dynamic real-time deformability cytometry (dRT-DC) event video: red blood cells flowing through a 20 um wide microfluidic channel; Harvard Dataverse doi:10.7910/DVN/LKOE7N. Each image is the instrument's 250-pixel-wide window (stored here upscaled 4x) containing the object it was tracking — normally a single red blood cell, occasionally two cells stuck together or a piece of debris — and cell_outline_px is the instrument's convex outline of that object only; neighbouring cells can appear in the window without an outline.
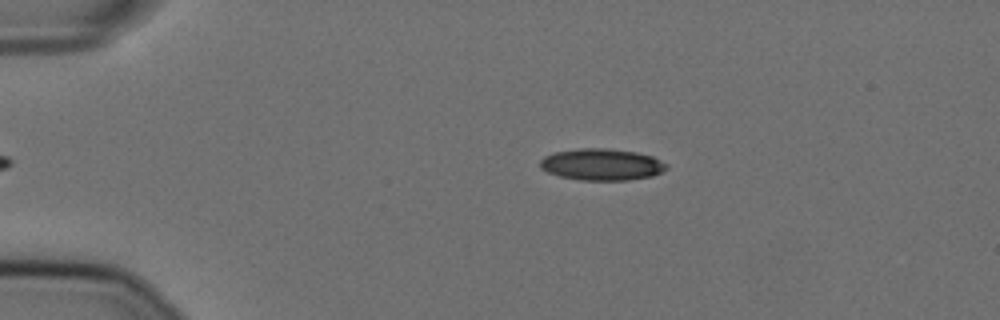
{"species": "Egyptian fruit bat (a non-hibernating species)", "species_latin": "Rousettus aegyptiacus", "temperature_condition": "cold", "stored_images_in_passage": 41, "camera_frame_rate_fps": 3000, "um_per_image_px": 0.085, "animal": {"sex": "female"}, "frame": {"image": 1, "passage_image": 4, "time_ms": 1.0, "image_size_px": [1000, 320], "cell_outline_px": [[668, 168], [652, 176], [628, 180], [580, 180], [560, 176], [548, 172], [540, 168], [540, 160], [544, 156], [556, 152], [580, 148], [608, 148], [636, 152], [652, 156], [668, 164]], "centroid_in_image_um": [51.15, 13.98], "position_along_channel_um": 33.8, "area_um2": 23.29}}
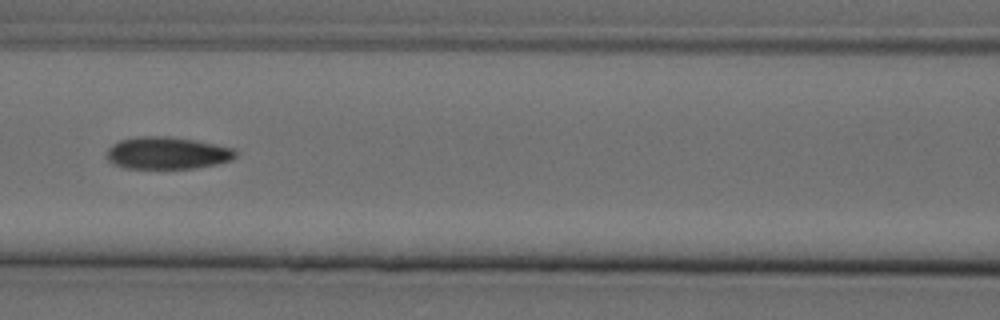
{"frame": {"image": 2, "passage_image": 18, "time_ms": 5.667, "image_size_px": [1000, 320], "cell_outline_px": [[236, 156], [232, 160], [216, 164], [192, 168], [124, 168], [108, 160], [108, 148], [112, 144], [120, 140], [140, 136], [168, 136], [192, 140], [232, 148], [236, 152]], "centroid_in_image_um": [14.2, 13.01], "position_along_channel_um": 152.4, "area_um2": 23.81}}
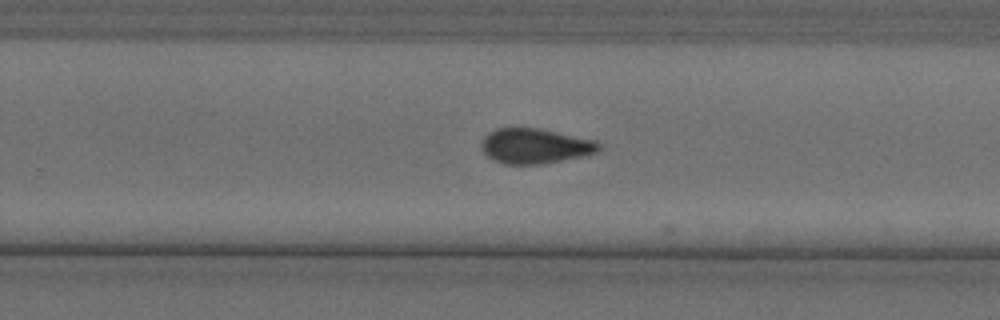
{"frame": {"image": 3, "passage_image": 29, "time_ms": 9.333, "image_size_px": [1000, 320], "cell_outline_px": [[600, 148], [596, 152], [580, 156], [540, 164], [504, 164], [492, 160], [480, 148], [480, 140], [488, 132], [496, 128], [540, 128], [596, 140], [600, 144]], "centroid_in_image_um": [45.42, 12.4], "position_along_channel_um": 284.4, "area_um2": 24.04}, "authors_computed_cell_mechanics": {"area_um2": 24.0448, "velocity_mm_per_s": 3.6238, "shape_relaxation_time_tau1_ms": 6.369, "shape_relaxation_time_tau2_ms": 3.7803, "deformation_change_tau1": 0.162, "deformation_change_tau2": 0.1027}}